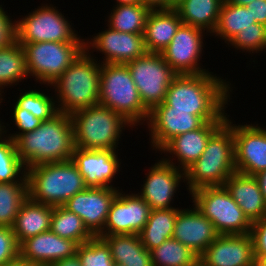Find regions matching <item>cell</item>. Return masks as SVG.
<instances>
[{
	"instance_id": "60d3db41",
	"label": "cell",
	"mask_w": 266,
	"mask_h": 266,
	"mask_svg": "<svg viewBox=\"0 0 266 266\" xmlns=\"http://www.w3.org/2000/svg\"><path fill=\"white\" fill-rule=\"evenodd\" d=\"M19 243L8 226H0V266L19 257Z\"/></svg>"
},
{
	"instance_id": "603a6c76",
	"label": "cell",
	"mask_w": 266,
	"mask_h": 266,
	"mask_svg": "<svg viewBox=\"0 0 266 266\" xmlns=\"http://www.w3.org/2000/svg\"><path fill=\"white\" fill-rule=\"evenodd\" d=\"M19 246L22 259L37 265H53L58 260L74 256L78 244L48 230L24 240Z\"/></svg>"
},
{
	"instance_id": "b9f144b4",
	"label": "cell",
	"mask_w": 266,
	"mask_h": 266,
	"mask_svg": "<svg viewBox=\"0 0 266 266\" xmlns=\"http://www.w3.org/2000/svg\"><path fill=\"white\" fill-rule=\"evenodd\" d=\"M250 235L256 262L266 258V214L252 223Z\"/></svg>"
},
{
	"instance_id": "4fadbf2b",
	"label": "cell",
	"mask_w": 266,
	"mask_h": 266,
	"mask_svg": "<svg viewBox=\"0 0 266 266\" xmlns=\"http://www.w3.org/2000/svg\"><path fill=\"white\" fill-rule=\"evenodd\" d=\"M147 128L151 137V146L160 151L171 139L186 132L197 130L206 122L192 111L173 110L162 102L149 111Z\"/></svg>"
},
{
	"instance_id": "52a82bcc",
	"label": "cell",
	"mask_w": 266,
	"mask_h": 266,
	"mask_svg": "<svg viewBox=\"0 0 266 266\" xmlns=\"http://www.w3.org/2000/svg\"><path fill=\"white\" fill-rule=\"evenodd\" d=\"M99 104L120 114L134 127L149 117L126 64H101Z\"/></svg>"
},
{
	"instance_id": "44dd1931",
	"label": "cell",
	"mask_w": 266,
	"mask_h": 266,
	"mask_svg": "<svg viewBox=\"0 0 266 266\" xmlns=\"http://www.w3.org/2000/svg\"><path fill=\"white\" fill-rule=\"evenodd\" d=\"M219 236L213 223L193 204L192 208L180 209L173 229V239L188 247L200 257Z\"/></svg>"
},
{
	"instance_id": "bcb514c9",
	"label": "cell",
	"mask_w": 266,
	"mask_h": 266,
	"mask_svg": "<svg viewBox=\"0 0 266 266\" xmlns=\"http://www.w3.org/2000/svg\"><path fill=\"white\" fill-rule=\"evenodd\" d=\"M52 266H82L77 254L72 257L56 261Z\"/></svg>"
},
{
	"instance_id": "7a4b0ae2",
	"label": "cell",
	"mask_w": 266,
	"mask_h": 266,
	"mask_svg": "<svg viewBox=\"0 0 266 266\" xmlns=\"http://www.w3.org/2000/svg\"><path fill=\"white\" fill-rule=\"evenodd\" d=\"M14 142L26 169L71 160L74 150L71 115L59 112L52 119L42 121L35 130L18 136Z\"/></svg>"
},
{
	"instance_id": "681fc988",
	"label": "cell",
	"mask_w": 266,
	"mask_h": 266,
	"mask_svg": "<svg viewBox=\"0 0 266 266\" xmlns=\"http://www.w3.org/2000/svg\"><path fill=\"white\" fill-rule=\"evenodd\" d=\"M116 5H135V4H142V0H116Z\"/></svg>"
},
{
	"instance_id": "7402d4cb",
	"label": "cell",
	"mask_w": 266,
	"mask_h": 266,
	"mask_svg": "<svg viewBox=\"0 0 266 266\" xmlns=\"http://www.w3.org/2000/svg\"><path fill=\"white\" fill-rule=\"evenodd\" d=\"M224 123L225 122H206L197 130L174 137L160 150L161 154L165 153V155H170H166V158L163 156L162 159L171 165H175L178 169L185 171L191 164L198 160L204 152L209 138ZM173 157L175 158L174 160L177 158V163L179 164L173 162Z\"/></svg>"
},
{
	"instance_id": "277c9868",
	"label": "cell",
	"mask_w": 266,
	"mask_h": 266,
	"mask_svg": "<svg viewBox=\"0 0 266 266\" xmlns=\"http://www.w3.org/2000/svg\"><path fill=\"white\" fill-rule=\"evenodd\" d=\"M84 50L50 85L55 89L58 111L72 113L99 104L101 63Z\"/></svg>"
},
{
	"instance_id": "7c38bea8",
	"label": "cell",
	"mask_w": 266,
	"mask_h": 266,
	"mask_svg": "<svg viewBox=\"0 0 266 266\" xmlns=\"http://www.w3.org/2000/svg\"><path fill=\"white\" fill-rule=\"evenodd\" d=\"M204 34L205 30L201 28L181 24L170 44L161 52L164 60L178 75L209 72L200 65Z\"/></svg>"
},
{
	"instance_id": "6da1fadb",
	"label": "cell",
	"mask_w": 266,
	"mask_h": 266,
	"mask_svg": "<svg viewBox=\"0 0 266 266\" xmlns=\"http://www.w3.org/2000/svg\"><path fill=\"white\" fill-rule=\"evenodd\" d=\"M212 73L177 75L164 102L173 110L192 111L205 122H226L231 83Z\"/></svg>"
},
{
	"instance_id": "c3c4849f",
	"label": "cell",
	"mask_w": 266,
	"mask_h": 266,
	"mask_svg": "<svg viewBox=\"0 0 266 266\" xmlns=\"http://www.w3.org/2000/svg\"><path fill=\"white\" fill-rule=\"evenodd\" d=\"M37 264L30 263L29 261L22 259L20 256L9 263L4 264L3 266H36Z\"/></svg>"
},
{
	"instance_id": "5b68a950",
	"label": "cell",
	"mask_w": 266,
	"mask_h": 266,
	"mask_svg": "<svg viewBox=\"0 0 266 266\" xmlns=\"http://www.w3.org/2000/svg\"><path fill=\"white\" fill-rule=\"evenodd\" d=\"M28 197L50 206H63L87 188L72 160L35 165L26 169Z\"/></svg>"
},
{
	"instance_id": "9a60e30c",
	"label": "cell",
	"mask_w": 266,
	"mask_h": 266,
	"mask_svg": "<svg viewBox=\"0 0 266 266\" xmlns=\"http://www.w3.org/2000/svg\"><path fill=\"white\" fill-rule=\"evenodd\" d=\"M119 190L99 235L139 234L149 218L150 206L137 194Z\"/></svg>"
},
{
	"instance_id": "3957f363",
	"label": "cell",
	"mask_w": 266,
	"mask_h": 266,
	"mask_svg": "<svg viewBox=\"0 0 266 266\" xmlns=\"http://www.w3.org/2000/svg\"><path fill=\"white\" fill-rule=\"evenodd\" d=\"M235 172L233 122L228 115L198 160L185 170V184L189 193L203 187L224 186Z\"/></svg>"
},
{
	"instance_id": "9c48e42d",
	"label": "cell",
	"mask_w": 266,
	"mask_h": 266,
	"mask_svg": "<svg viewBox=\"0 0 266 266\" xmlns=\"http://www.w3.org/2000/svg\"><path fill=\"white\" fill-rule=\"evenodd\" d=\"M22 47L28 77L50 86L85 50V42H37Z\"/></svg>"
},
{
	"instance_id": "30bf717a",
	"label": "cell",
	"mask_w": 266,
	"mask_h": 266,
	"mask_svg": "<svg viewBox=\"0 0 266 266\" xmlns=\"http://www.w3.org/2000/svg\"><path fill=\"white\" fill-rule=\"evenodd\" d=\"M53 6L42 4L25 17L15 20L16 41L19 44L23 46L37 42H85L72 28L71 21Z\"/></svg>"
},
{
	"instance_id": "f5cc1de1",
	"label": "cell",
	"mask_w": 266,
	"mask_h": 266,
	"mask_svg": "<svg viewBox=\"0 0 266 266\" xmlns=\"http://www.w3.org/2000/svg\"><path fill=\"white\" fill-rule=\"evenodd\" d=\"M190 266H207L201 259H197L192 265Z\"/></svg>"
},
{
	"instance_id": "f907efd6",
	"label": "cell",
	"mask_w": 266,
	"mask_h": 266,
	"mask_svg": "<svg viewBox=\"0 0 266 266\" xmlns=\"http://www.w3.org/2000/svg\"><path fill=\"white\" fill-rule=\"evenodd\" d=\"M226 1L230 4H235V5H239V6H246L254 0H226Z\"/></svg>"
},
{
	"instance_id": "2e32d148",
	"label": "cell",
	"mask_w": 266,
	"mask_h": 266,
	"mask_svg": "<svg viewBox=\"0 0 266 266\" xmlns=\"http://www.w3.org/2000/svg\"><path fill=\"white\" fill-rule=\"evenodd\" d=\"M119 190L109 187H87L63 206L79 216L88 231L96 237L104 229L110 206Z\"/></svg>"
},
{
	"instance_id": "f546056e",
	"label": "cell",
	"mask_w": 266,
	"mask_h": 266,
	"mask_svg": "<svg viewBox=\"0 0 266 266\" xmlns=\"http://www.w3.org/2000/svg\"><path fill=\"white\" fill-rule=\"evenodd\" d=\"M257 23L246 6L230 4L224 0L219 20L212 35L228 43L241 29L253 27Z\"/></svg>"
},
{
	"instance_id": "d4e9b609",
	"label": "cell",
	"mask_w": 266,
	"mask_h": 266,
	"mask_svg": "<svg viewBox=\"0 0 266 266\" xmlns=\"http://www.w3.org/2000/svg\"><path fill=\"white\" fill-rule=\"evenodd\" d=\"M181 24L175 9L151 10L143 34L147 52L161 53L170 44Z\"/></svg>"
},
{
	"instance_id": "e0dca14e",
	"label": "cell",
	"mask_w": 266,
	"mask_h": 266,
	"mask_svg": "<svg viewBox=\"0 0 266 266\" xmlns=\"http://www.w3.org/2000/svg\"><path fill=\"white\" fill-rule=\"evenodd\" d=\"M145 174L142 189L138 195L150 206L151 210L171 209L173 197L177 194L180 182L185 183V171L163 159L155 162Z\"/></svg>"
},
{
	"instance_id": "f35d334b",
	"label": "cell",
	"mask_w": 266,
	"mask_h": 266,
	"mask_svg": "<svg viewBox=\"0 0 266 266\" xmlns=\"http://www.w3.org/2000/svg\"><path fill=\"white\" fill-rule=\"evenodd\" d=\"M232 48L242 52L257 54L266 50V26L255 23L253 27L241 29L228 43Z\"/></svg>"
},
{
	"instance_id": "d6a6232c",
	"label": "cell",
	"mask_w": 266,
	"mask_h": 266,
	"mask_svg": "<svg viewBox=\"0 0 266 266\" xmlns=\"http://www.w3.org/2000/svg\"><path fill=\"white\" fill-rule=\"evenodd\" d=\"M50 230L64 239H71L78 245L94 236L84 226L82 219L64 206L53 207Z\"/></svg>"
},
{
	"instance_id": "cb8c5ba5",
	"label": "cell",
	"mask_w": 266,
	"mask_h": 266,
	"mask_svg": "<svg viewBox=\"0 0 266 266\" xmlns=\"http://www.w3.org/2000/svg\"><path fill=\"white\" fill-rule=\"evenodd\" d=\"M224 186L251 223L266 214V200L255 176L235 172Z\"/></svg>"
},
{
	"instance_id": "6f0895ef",
	"label": "cell",
	"mask_w": 266,
	"mask_h": 266,
	"mask_svg": "<svg viewBox=\"0 0 266 266\" xmlns=\"http://www.w3.org/2000/svg\"><path fill=\"white\" fill-rule=\"evenodd\" d=\"M36 266H52V265H36Z\"/></svg>"
},
{
	"instance_id": "f1b7e54d",
	"label": "cell",
	"mask_w": 266,
	"mask_h": 266,
	"mask_svg": "<svg viewBox=\"0 0 266 266\" xmlns=\"http://www.w3.org/2000/svg\"><path fill=\"white\" fill-rule=\"evenodd\" d=\"M178 208L151 210L147 223L139 233L142 245L151 251L173 237Z\"/></svg>"
},
{
	"instance_id": "74e56055",
	"label": "cell",
	"mask_w": 266,
	"mask_h": 266,
	"mask_svg": "<svg viewBox=\"0 0 266 266\" xmlns=\"http://www.w3.org/2000/svg\"><path fill=\"white\" fill-rule=\"evenodd\" d=\"M76 254L82 266H112L114 263L109 246L97 236L78 245Z\"/></svg>"
},
{
	"instance_id": "8d00e7d4",
	"label": "cell",
	"mask_w": 266,
	"mask_h": 266,
	"mask_svg": "<svg viewBox=\"0 0 266 266\" xmlns=\"http://www.w3.org/2000/svg\"><path fill=\"white\" fill-rule=\"evenodd\" d=\"M53 98L55 97L50 94L32 89L21 92L15 104L19 108L28 110L41 121H47L59 113L56 100Z\"/></svg>"
},
{
	"instance_id": "d6986e66",
	"label": "cell",
	"mask_w": 266,
	"mask_h": 266,
	"mask_svg": "<svg viewBox=\"0 0 266 266\" xmlns=\"http://www.w3.org/2000/svg\"><path fill=\"white\" fill-rule=\"evenodd\" d=\"M116 151L74 147L71 160L77 166L87 187L117 188L112 185L113 178L115 179L121 167V159L118 158Z\"/></svg>"
},
{
	"instance_id": "ffe728a7",
	"label": "cell",
	"mask_w": 266,
	"mask_h": 266,
	"mask_svg": "<svg viewBox=\"0 0 266 266\" xmlns=\"http://www.w3.org/2000/svg\"><path fill=\"white\" fill-rule=\"evenodd\" d=\"M207 266H256L250 235H219L199 257Z\"/></svg>"
},
{
	"instance_id": "484cf974",
	"label": "cell",
	"mask_w": 266,
	"mask_h": 266,
	"mask_svg": "<svg viewBox=\"0 0 266 266\" xmlns=\"http://www.w3.org/2000/svg\"><path fill=\"white\" fill-rule=\"evenodd\" d=\"M53 206L37 203L29 197L23 202L13 224L19 245L26 239L50 230Z\"/></svg>"
},
{
	"instance_id": "9f6ffc18",
	"label": "cell",
	"mask_w": 266,
	"mask_h": 266,
	"mask_svg": "<svg viewBox=\"0 0 266 266\" xmlns=\"http://www.w3.org/2000/svg\"><path fill=\"white\" fill-rule=\"evenodd\" d=\"M1 96H3V95L0 93V105H1L2 101L4 100ZM0 122H2V121H0Z\"/></svg>"
},
{
	"instance_id": "816d5d0a",
	"label": "cell",
	"mask_w": 266,
	"mask_h": 266,
	"mask_svg": "<svg viewBox=\"0 0 266 266\" xmlns=\"http://www.w3.org/2000/svg\"><path fill=\"white\" fill-rule=\"evenodd\" d=\"M184 0H168V9H174Z\"/></svg>"
},
{
	"instance_id": "83f0119b",
	"label": "cell",
	"mask_w": 266,
	"mask_h": 266,
	"mask_svg": "<svg viewBox=\"0 0 266 266\" xmlns=\"http://www.w3.org/2000/svg\"><path fill=\"white\" fill-rule=\"evenodd\" d=\"M224 0H184L174 9L182 24L198 27L212 33L215 31Z\"/></svg>"
},
{
	"instance_id": "ba28073f",
	"label": "cell",
	"mask_w": 266,
	"mask_h": 266,
	"mask_svg": "<svg viewBox=\"0 0 266 266\" xmlns=\"http://www.w3.org/2000/svg\"><path fill=\"white\" fill-rule=\"evenodd\" d=\"M195 207L214 225L219 235H242L252 223L225 186L203 187L190 193Z\"/></svg>"
},
{
	"instance_id": "d590c367",
	"label": "cell",
	"mask_w": 266,
	"mask_h": 266,
	"mask_svg": "<svg viewBox=\"0 0 266 266\" xmlns=\"http://www.w3.org/2000/svg\"><path fill=\"white\" fill-rule=\"evenodd\" d=\"M150 252L153 266H190L199 258L188 247L173 238Z\"/></svg>"
},
{
	"instance_id": "7bdbcfd3",
	"label": "cell",
	"mask_w": 266,
	"mask_h": 266,
	"mask_svg": "<svg viewBox=\"0 0 266 266\" xmlns=\"http://www.w3.org/2000/svg\"><path fill=\"white\" fill-rule=\"evenodd\" d=\"M0 5V49L6 48L16 41V21Z\"/></svg>"
},
{
	"instance_id": "836d02e7",
	"label": "cell",
	"mask_w": 266,
	"mask_h": 266,
	"mask_svg": "<svg viewBox=\"0 0 266 266\" xmlns=\"http://www.w3.org/2000/svg\"><path fill=\"white\" fill-rule=\"evenodd\" d=\"M12 182H27L26 168L14 140L0 131V183Z\"/></svg>"
},
{
	"instance_id": "8992f818",
	"label": "cell",
	"mask_w": 266,
	"mask_h": 266,
	"mask_svg": "<svg viewBox=\"0 0 266 266\" xmlns=\"http://www.w3.org/2000/svg\"><path fill=\"white\" fill-rule=\"evenodd\" d=\"M74 147L116 150L122 131L133 128L123 116L101 104L71 114Z\"/></svg>"
},
{
	"instance_id": "ac0fdd59",
	"label": "cell",
	"mask_w": 266,
	"mask_h": 266,
	"mask_svg": "<svg viewBox=\"0 0 266 266\" xmlns=\"http://www.w3.org/2000/svg\"><path fill=\"white\" fill-rule=\"evenodd\" d=\"M92 37L85 41V50L94 49L104 54L101 64H126L147 53L143 34L119 32L108 27Z\"/></svg>"
},
{
	"instance_id": "ee69618b",
	"label": "cell",
	"mask_w": 266,
	"mask_h": 266,
	"mask_svg": "<svg viewBox=\"0 0 266 266\" xmlns=\"http://www.w3.org/2000/svg\"><path fill=\"white\" fill-rule=\"evenodd\" d=\"M246 7L250 9V13L257 23L266 26V0H254Z\"/></svg>"
},
{
	"instance_id": "4316f807",
	"label": "cell",
	"mask_w": 266,
	"mask_h": 266,
	"mask_svg": "<svg viewBox=\"0 0 266 266\" xmlns=\"http://www.w3.org/2000/svg\"><path fill=\"white\" fill-rule=\"evenodd\" d=\"M111 250L112 260L125 266H153L152 255L139 234L98 235Z\"/></svg>"
},
{
	"instance_id": "1f68e13d",
	"label": "cell",
	"mask_w": 266,
	"mask_h": 266,
	"mask_svg": "<svg viewBox=\"0 0 266 266\" xmlns=\"http://www.w3.org/2000/svg\"><path fill=\"white\" fill-rule=\"evenodd\" d=\"M151 10L143 4L114 5L108 16V27L119 32L144 34L147 16Z\"/></svg>"
},
{
	"instance_id": "e575fe53",
	"label": "cell",
	"mask_w": 266,
	"mask_h": 266,
	"mask_svg": "<svg viewBox=\"0 0 266 266\" xmlns=\"http://www.w3.org/2000/svg\"><path fill=\"white\" fill-rule=\"evenodd\" d=\"M27 198V182L0 183V226L13 227L18 210Z\"/></svg>"
},
{
	"instance_id": "7dc6e473",
	"label": "cell",
	"mask_w": 266,
	"mask_h": 266,
	"mask_svg": "<svg viewBox=\"0 0 266 266\" xmlns=\"http://www.w3.org/2000/svg\"><path fill=\"white\" fill-rule=\"evenodd\" d=\"M258 183H259V187L261 192L263 193V197L266 200V170L258 173L257 175H255Z\"/></svg>"
},
{
	"instance_id": "8fae6325",
	"label": "cell",
	"mask_w": 266,
	"mask_h": 266,
	"mask_svg": "<svg viewBox=\"0 0 266 266\" xmlns=\"http://www.w3.org/2000/svg\"><path fill=\"white\" fill-rule=\"evenodd\" d=\"M126 65L142 103L149 111L164 102L168 87L178 74L164 60L161 53L147 52Z\"/></svg>"
},
{
	"instance_id": "db71d44e",
	"label": "cell",
	"mask_w": 266,
	"mask_h": 266,
	"mask_svg": "<svg viewBox=\"0 0 266 266\" xmlns=\"http://www.w3.org/2000/svg\"><path fill=\"white\" fill-rule=\"evenodd\" d=\"M256 266H266V258L259 259V260L256 262Z\"/></svg>"
},
{
	"instance_id": "4dcf8cb0",
	"label": "cell",
	"mask_w": 266,
	"mask_h": 266,
	"mask_svg": "<svg viewBox=\"0 0 266 266\" xmlns=\"http://www.w3.org/2000/svg\"><path fill=\"white\" fill-rule=\"evenodd\" d=\"M25 52L21 44L13 42L0 49V93L7 86L18 85L22 79H27Z\"/></svg>"
},
{
	"instance_id": "f6af8a7d",
	"label": "cell",
	"mask_w": 266,
	"mask_h": 266,
	"mask_svg": "<svg viewBox=\"0 0 266 266\" xmlns=\"http://www.w3.org/2000/svg\"><path fill=\"white\" fill-rule=\"evenodd\" d=\"M142 4L150 10L168 9V0H142Z\"/></svg>"
},
{
	"instance_id": "5bb4252c",
	"label": "cell",
	"mask_w": 266,
	"mask_h": 266,
	"mask_svg": "<svg viewBox=\"0 0 266 266\" xmlns=\"http://www.w3.org/2000/svg\"><path fill=\"white\" fill-rule=\"evenodd\" d=\"M233 137L236 172L255 176L266 170V127L233 124Z\"/></svg>"
},
{
	"instance_id": "ab89813d",
	"label": "cell",
	"mask_w": 266,
	"mask_h": 266,
	"mask_svg": "<svg viewBox=\"0 0 266 266\" xmlns=\"http://www.w3.org/2000/svg\"><path fill=\"white\" fill-rule=\"evenodd\" d=\"M13 113H12V118H13V122H15L14 126H17L18 128V132L16 133H10L9 135L7 134L6 127L5 125L2 126V124H4L3 122H0V131L3 134H6L8 137H11L13 140H15L18 136L26 133V132H30L35 130L37 127L40 126L41 124V120L36 118L32 113H30L28 110L23 109V108H19L16 104H14V107L12 108ZM5 128V130H4Z\"/></svg>"
},
{
	"instance_id": "11a10c76",
	"label": "cell",
	"mask_w": 266,
	"mask_h": 266,
	"mask_svg": "<svg viewBox=\"0 0 266 266\" xmlns=\"http://www.w3.org/2000/svg\"><path fill=\"white\" fill-rule=\"evenodd\" d=\"M112 266H125V265H123L121 263L114 262Z\"/></svg>"
}]
</instances>
